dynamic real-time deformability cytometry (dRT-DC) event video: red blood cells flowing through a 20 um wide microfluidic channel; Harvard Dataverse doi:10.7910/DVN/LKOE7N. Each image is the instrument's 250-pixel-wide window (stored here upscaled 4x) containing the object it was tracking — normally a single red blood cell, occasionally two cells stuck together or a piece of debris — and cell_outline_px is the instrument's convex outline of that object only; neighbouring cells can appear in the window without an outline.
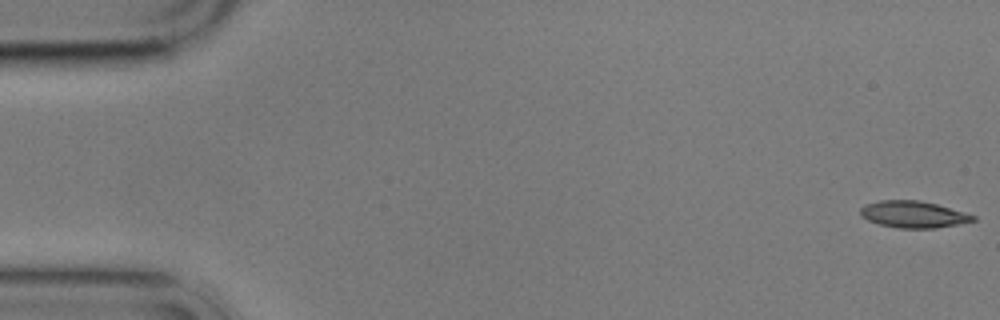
{"species": "common noctule bat (a hibernating species)", "species_latin": "Nyctalus noctula", "temperature_condition": "cold", "stored_images_in_passage": 5, "camera_frame_rate_fps": 3000, "um_per_image_px": 0.085, "animal": {"sex": "male", "body_mass_g": 17.9}, "frame": {"image": 1, "passage_image": 1, "time_ms": 0.0, "image_size_px": [1000, 320], "cell_outline_px": [[976, 220], [936, 228], [896, 228], [880, 224], [868, 220], [860, 216], [860, 208], [864, 204], [880, 200], [920, 200], [936, 204], [964, 212], [976, 216]], "centroid_in_image_um": [77.59, 18.21], "position_along_channel_um": 7.4, "area_um2": 17.51}}
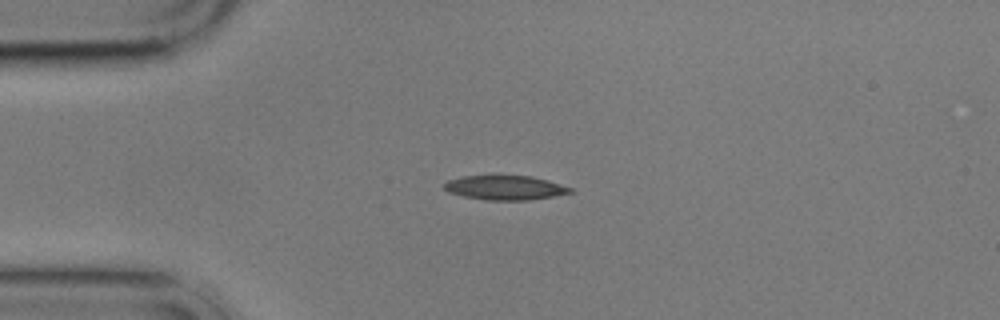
{"frame": {"image": 2, "passage_image": 4, "time_ms": 4.333, "image_size_px": [1000, 320], "cell_outline_px": [[572, 192], [552, 196], [528, 200], [484, 200], [464, 196], [448, 192], [444, 188], [444, 184], [448, 180], [464, 176], [496, 172], [532, 176], [548, 180], [572, 188]], "centroid_in_image_um": [42.88, 15.9], "position_along_channel_um": 42.1, "area_um2": 18.67}}